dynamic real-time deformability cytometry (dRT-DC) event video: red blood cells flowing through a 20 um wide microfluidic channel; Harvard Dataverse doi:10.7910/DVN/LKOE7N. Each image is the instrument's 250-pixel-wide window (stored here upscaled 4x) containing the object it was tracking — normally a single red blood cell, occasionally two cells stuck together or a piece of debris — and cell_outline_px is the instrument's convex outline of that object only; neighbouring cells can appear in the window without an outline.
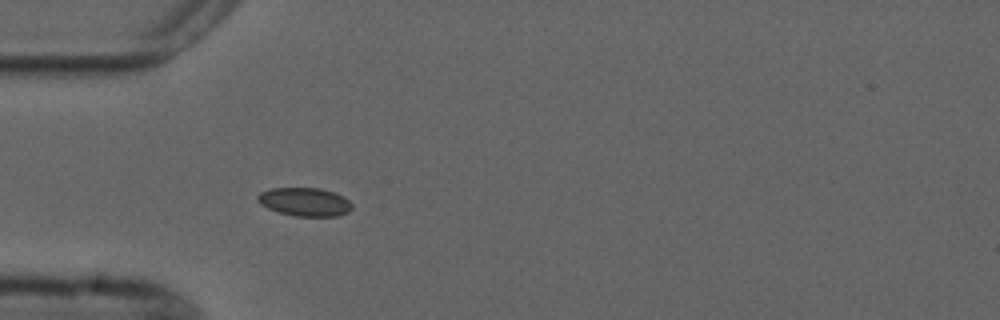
{"species": "common noctule bat (a hibernating species)", "species_latin": "Nyctalus noctula", "temperature_condition": "cold", "stored_images_in_passage": 3, "camera_frame_rate_fps": 3000, "um_per_image_px": 0.085, "animal": {"sex": "male", "forearm_length_mm": 52.5}, "frame": {"image": 1, "passage_image": 3, "time_ms": 2.667, "image_size_px": [1000, 320], "cell_outline_px": [[352, 208], [348, 212], [336, 216], [296, 216], [280, 212], [268, 208], [260, 204], [256, 200], [256, 196], [260, 192], [272, 188], [320, 188], [344, 196], [352, 204]], "centroid_in_image_um": [25.89, 17.15], "position_along_channel_um": 59.1, "area_um2": 15.61}}